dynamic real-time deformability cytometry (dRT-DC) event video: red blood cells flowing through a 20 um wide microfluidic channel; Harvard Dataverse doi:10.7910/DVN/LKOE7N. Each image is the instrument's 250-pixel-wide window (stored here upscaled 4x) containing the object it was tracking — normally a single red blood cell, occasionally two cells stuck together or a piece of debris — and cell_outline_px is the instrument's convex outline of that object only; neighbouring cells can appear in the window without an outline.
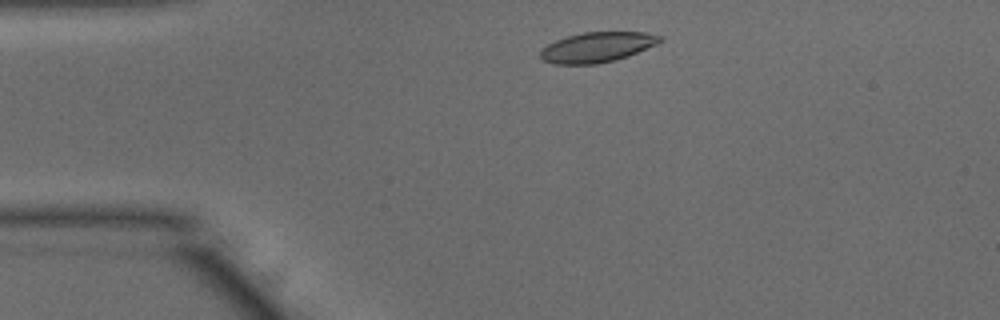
{"species": "common noctule bat (a hibernating species)", "species_latin": "Nyctalus noctula", "temperature_condition": "warm", "stored_images_in_passage": 44, "camera_frame_rate_fps": 3000, "um_per_image_px": 0.085, "animal": {"sex": "male", "body_mass_g": 15.6}, "frame": {"image": 1, "passage_image": 3, "time_ms": 0.667, "image_size_px": [1000, 320], "cell_outline_px": [[664, 40], [656, 44], [628, 56], [616, 60], [596, 64], [556, 64], [544, 60], [540, 56], [540, 48], [556, 40], [568, 36], [584, 32], [644, 32], [664, 36]], "centroid_in_image_um": [50.77, 4.01], "position_along_channel_um": 34.2, "area_um2": 20.98}}
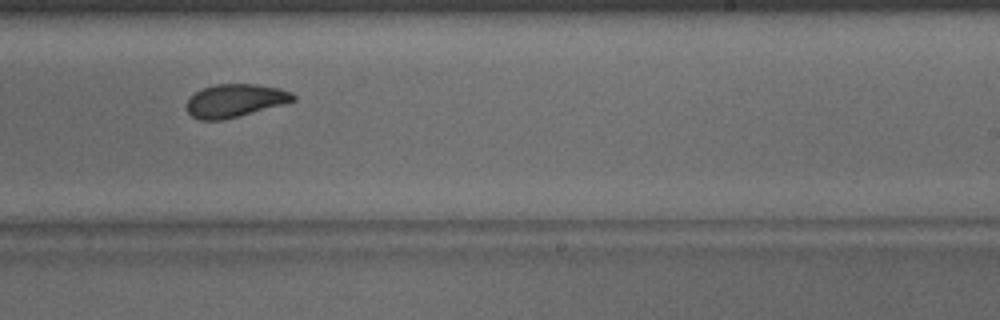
{"frame": {"image": 2, "passage_image": 24, "time_ms": 7.667, "image_size_px": [1000, 320], "cell_outline_px": [[296, 100], [236, 116], [220, 120], [200, 120], [192, 116], [188, 112], [188, 100], [196, 92], [204, 88], [216, 84], [256, 84], [276, 88], [292, 92], [296, 96]], "centroid_in_image_um": [19.97, 8.54], "position_along_channel_um": 269.0, "area_um2": 19.88}}
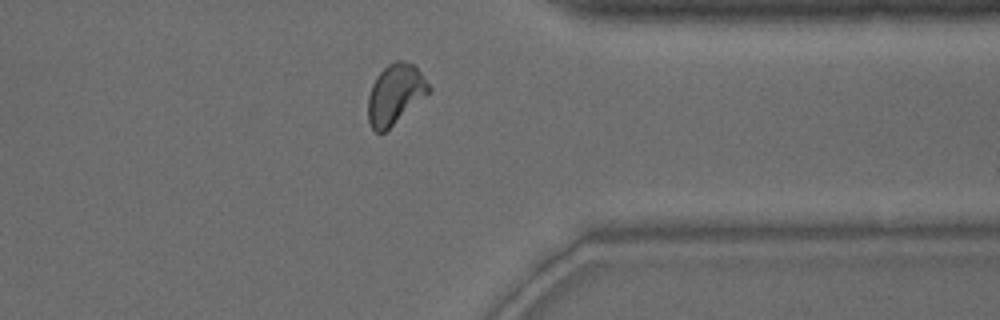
{"frame": {"image": 3, "passage_image": 33, "time_ms": 10.667, "image_size_px": [1000, 320], "cell_outline_px": [[432, 92], [384, 132], [376, 132], [372, 128], [368, 120], [368, 96], [372, 84], [376, 76], [388, 64], [396, 60], [404, 60], [412, 64], [420, 72], [432, 88]], "centroid_in_image_um": [33.61, 8.0], "position_along_channel_um": 377.8, "area_um2": 21.33}, "authors_computed_cell_mechanics": {"area_um2": 21.2993, "velocity_mm_per_s": 3.8716, "shape_relaxation_time_tau1_ms": 3.545, "shape_relaxation_time_tau2_ms": 1.819, "deformation_change_tau1": 0.1256, "deformation_change_tau2": 0.0601}}